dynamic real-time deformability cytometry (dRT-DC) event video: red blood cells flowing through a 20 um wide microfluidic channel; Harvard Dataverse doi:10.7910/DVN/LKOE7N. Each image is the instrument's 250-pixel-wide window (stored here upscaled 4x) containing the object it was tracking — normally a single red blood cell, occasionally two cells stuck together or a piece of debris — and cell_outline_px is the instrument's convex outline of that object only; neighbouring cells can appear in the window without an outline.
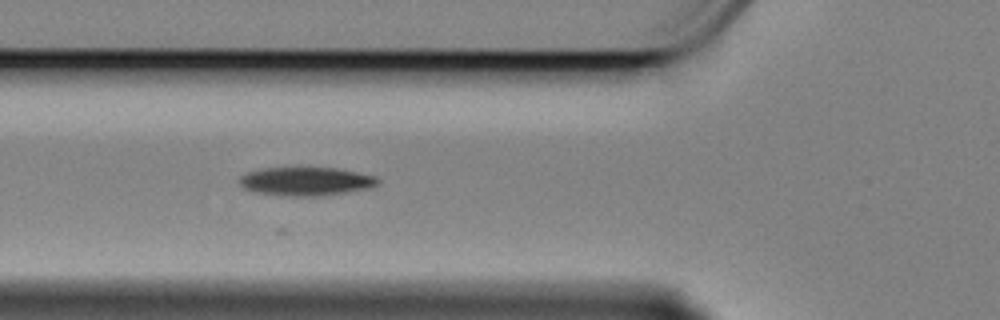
{"species": "Egyptian fruit bat (a non-hibernating species)", "species_latin": "Rousettus aegyptiacus", "temperature_condition": "cold", "stored_images_in_passage": 13, "camera_frame_rate_fps": 3000, "um_per_image_px": 0.085, "animal": {"sex": "female"}, "frame": {"image": 1, "passage_image": 5, "time_ms": 1.333, "image_size_px": [1000, 320], "cell_outline_px": [[380, 180], [376, 184], [368, 188], [348, 192], [320, 196], [292, 196], [252, 192], [244, 188], [240, 184], [240, 176], [248, 172], [264, 168], [336, 168], [376, 176]], "centroid_in_image_um": [26.0, 15.42], "position_along_channel_um": 99.8, "area_um2": 22.83}}
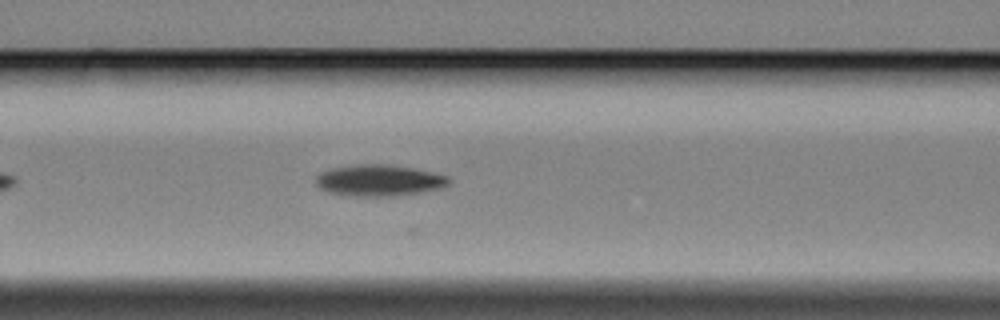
{"frame": {"image": 2, "passage_image": 8, "time_ms": 2.333, "image_size_px": [1000, 320], "cell_outline_px": [[448, 184], [440, 188], [424, 192], [396, 196], [348, 196], [328, 192], [320, 188], [316, 184], [316, 176], [332, 168], [356, 164], [388, 164], [412, 168], [432, 172], [448, 176]], "centroid_in_image_um": [32.21, 15.34], "position_along_channel_um": 134.4, "area_um2": 24.28}}
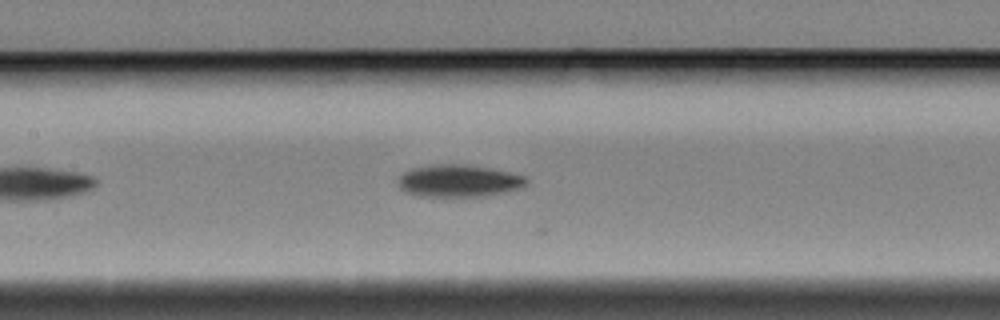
{"frame": {"image": 3, "passage_image": 11, "time_ms": 3.333, "image_size_px": [1000, 320], "cell_outline_px": [[528, 180], [524, 188], [504, 192], [480, 196], [420, 196], [404, 192], [400, 188], [400, 176], [404, 172], [412, 168], [440, 164], [460, 164], [488, 168], [528, 176]], "centroid_in_image_um": [39.03, 15.38], "position_along_channel_um": 168.4, "area_um2": 23.87}}